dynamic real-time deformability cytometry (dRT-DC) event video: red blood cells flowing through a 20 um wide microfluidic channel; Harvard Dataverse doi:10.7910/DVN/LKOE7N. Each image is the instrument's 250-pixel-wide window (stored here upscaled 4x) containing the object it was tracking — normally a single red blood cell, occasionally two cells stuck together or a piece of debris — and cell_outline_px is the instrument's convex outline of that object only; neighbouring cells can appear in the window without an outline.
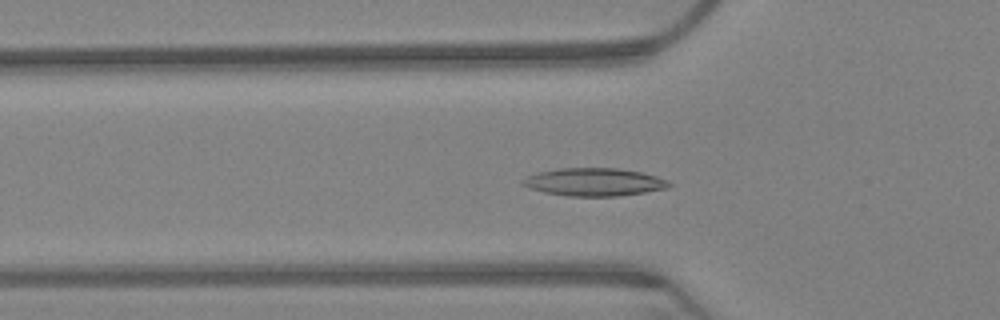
{"species": "Egyptian fruit bat (a non-hibernating species)", "species_latin": "Rousettus aegyptiacus", "temperature_condition": "warm", "stored_images_in_passage": 65, "camera_frame_rate_fps": 3000, "um_per_image_px": 0.085, "animal": {"sex": "female"}, "frame": {"image": 1, "passage_image": 22, "time_ms": 7.0, "image_size_px": [1000, 320], "cell_outline_px": [[672, 184], [668, 188], [644, 192], [616, 196], [568, 196], [544, 192], [528, 188], [520, 184], [520, 180], [536, 172], [560, 168], [620, 168], [640, 172], [656, 176], [668, 180]], "centroid_in_image_um": [50.47, 15.47], "position_along_channel_um": 75.3, "area_um2": 23.87}}
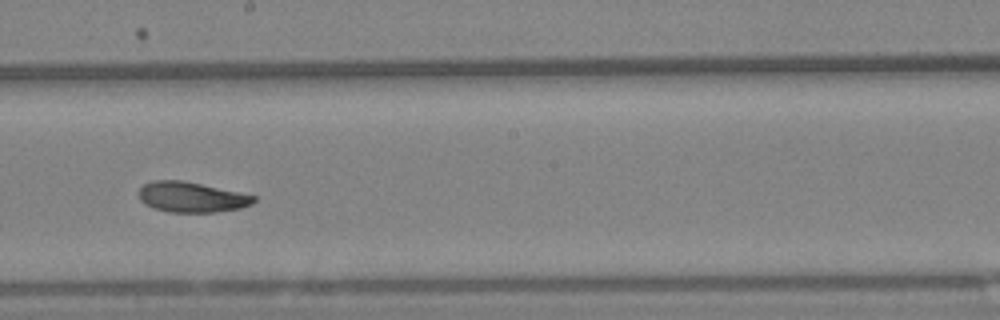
{"frame": {"image": 2, "passage_image": 37, "time_ms": 12.0, "image_size_px": [1000, 320], "cell_outline_px": [[256, 200], [252, 204], [240, 208], [216, 212], [168, 212], [152, 208], [144, 204], [140, 200], [140, 188], [144, 184], [152, 180], [184, 180], [256, 196]], "centroid_in_image_um": [16.26, 16.75], "position_along_channel_um": 231.9, "area_um2": 20.35}}
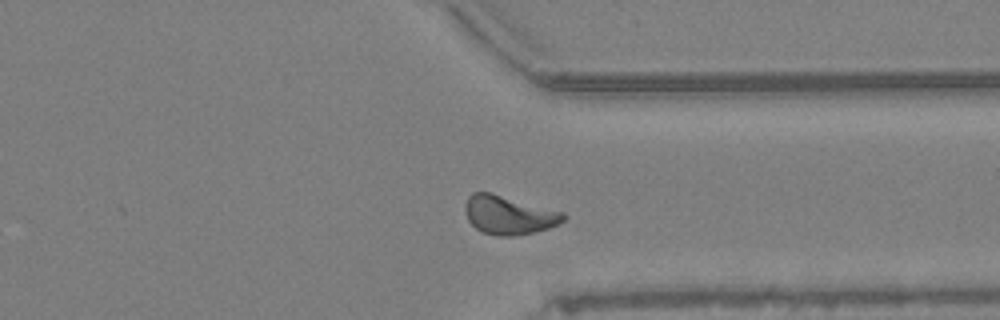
{"frame": {"image": 3, "passage_image": 50, "time_ms": 16.333, "image_size_px": [1000, 320], "cell_outline_px": [[568, 216], [564, 220], [548, 228], [532, 232], [512, 236], [496, 236], [484, 232], [476, 228], [468, 220], [464, 212], [464, 204], [468, 196], [472, 192], [492, 192], [564, 212]], "centroid_in_image_um": [43.22, 18.25], "position_along_channel_um": 368.2, "area_um2": 22.25}, "authors_computed_cell_mechanics": {"area_um2": 21.386, "velocity_mm_per_s": 3.1393, "shape_relaxation_time_tau1_ms": null, "shape_relaxation_time_tau2_ms": 4.1307, "deformation_change_tau1": null, "deformation_change_tau2": 0.0905}}